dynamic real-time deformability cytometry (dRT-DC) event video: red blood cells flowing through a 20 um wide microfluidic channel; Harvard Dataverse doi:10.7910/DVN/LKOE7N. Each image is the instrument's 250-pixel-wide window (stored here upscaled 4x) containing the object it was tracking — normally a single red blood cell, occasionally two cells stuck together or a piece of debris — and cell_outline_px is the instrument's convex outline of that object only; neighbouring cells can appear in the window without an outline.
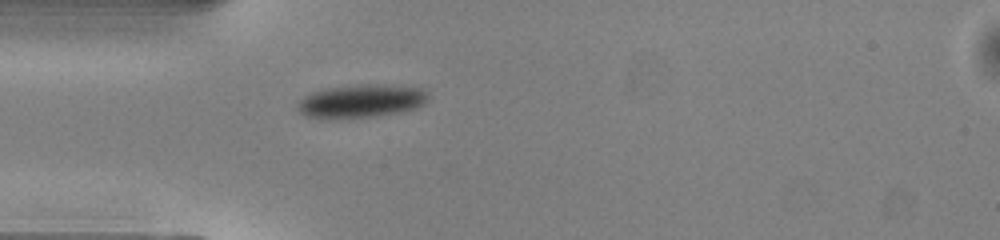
{"species": "common noctule bat (a hibernating species)", "species_latin": "Nyctalus noctula", "temperature_condition": "warm", "stored_images_in_passage": 37, "camera_frame_rate_fps": 3000, "um_per_image_px": 0.085, "animal": {"sex": "male", "body_mass_g": 13.0, "forearm_length_mm": 53.1}, "frame": {"image": 1, "passage_image": 1, "time_ms": 0.0, "image_size_px": [1000, 240], "cell_outline_px": [[428, 100], [424, 104], [416, 108], [404, 112], [372, 116], [336, 120], [320, 120], [304, 116], [296, 108], [296, 104], [304, 96], [312, 92], [328, 88], [356, 84], [380, 84], [424, 88], [428, 92]], "centroid_in_image_um": [30.67, 8.61], "position_along_channel_um": 54.3, "area_um2": 26.13}}
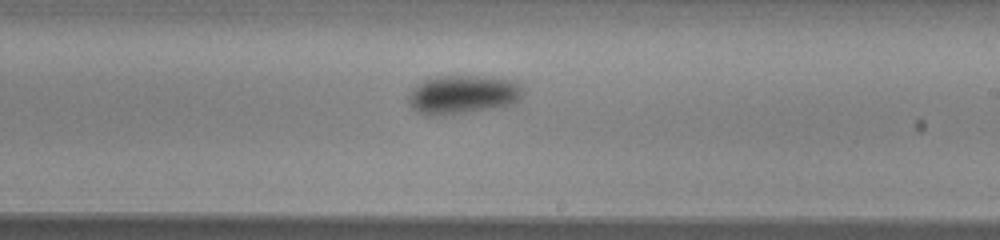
{"frame": {"image": 2, "passage_image": 16, "time_ms": 5.0, "image_size_px": [1000, 240], "cell_outline_px": [[524, 92], [512, 104], [464, 112], [436, 116], [428, 116], [412, 108], [408, 100], [408, 96], [412, 88], [416, 84], [424, 80], [436, 76], [492, 76], [520, 80], [524, 88]], "centroid_in_image_um": [39.37, 8.0], "position_along_channel_um": 249.6, "area_um2": 26.07}}
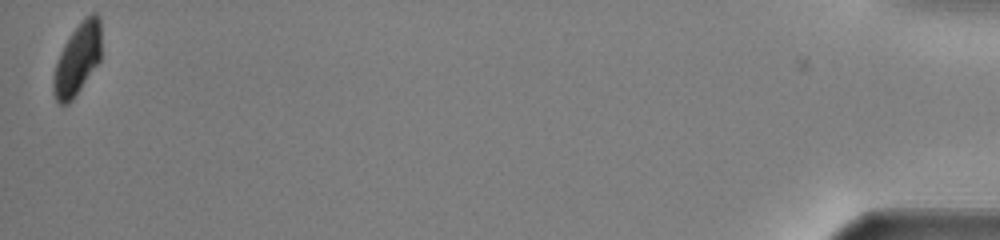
{"frame": {"image": 3, "passage_image": 37, "time_ms": 12.0, "image_size_px": [1000, 240], "cell_outline_px": [[100, 60], [80, 88], [64, 104], [60, 104], [56, 100], [52, 92], [52, 76], [60, 52], [64, 44], [72, 32], [92, 12], [96, 12], [100, 16]], "centroid_in_image_um": [6.56, 5.0], "position_along_channel_um": 428.6, "area_um2": 19.31}, "authors_computed_cell_mechanics": {"area_um2": 25.2008, "velocity_mm_per_s": 4.0165, "shape_relaxation_time_tau1_ms": 3.8031, "shape_relaxation_time_tau2_ms": null, "deformation_change_tau1": 0.1154, "deformation_change_tau2": null}}